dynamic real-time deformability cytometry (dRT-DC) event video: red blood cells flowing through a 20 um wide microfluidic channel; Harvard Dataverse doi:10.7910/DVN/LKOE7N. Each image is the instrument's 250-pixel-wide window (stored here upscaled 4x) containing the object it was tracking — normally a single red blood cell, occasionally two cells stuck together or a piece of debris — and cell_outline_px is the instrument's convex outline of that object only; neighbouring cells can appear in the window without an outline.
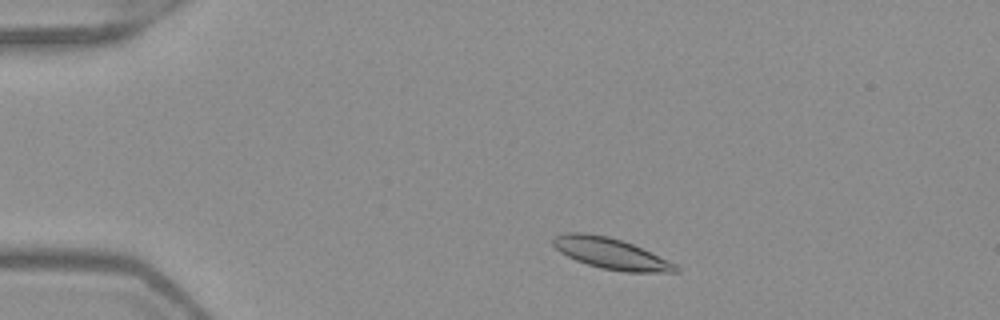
{"species": "Egyptian fruit bat (a non-hibernating species)", "species_latin": "Rousettus aegyptiacus", "temperature_condition": "warm", "stored_images_in_passage": 47, "camera_frame_rate_fps": 3000, "um_per_image_px": 0.085, "frame": {"image": 1, "passage_image": 5, "time_ms": 1.333, "image_size_px": [1000, 320], "cell_outline_px": [[680, 272], [624, 272], [600, 268], [576, 260], [560, 252], [552, 244], [552, 240], [556, 236], [564, 232], [580, 232], [608, 236], [632, 244], [676, 264], [680, 268]], "centroid_in_image_um": [51.91, 21.55], "position_along_channel_um": 33.1, "area_um2": 21.96}}
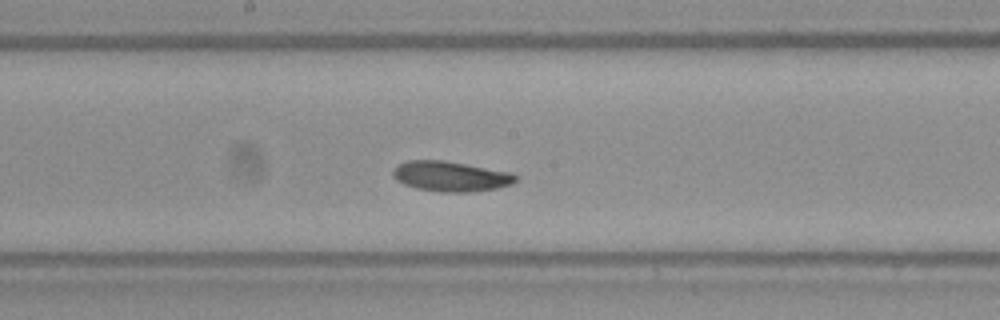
{"frame": {"image": 2, "passage_image": 23, "time_ms": 7.333, "image_size_px": [1000, 320], "cell_outline_px": [[520, 180], [512, 184], [496, 188], [468, 192], [440, 192], [416, 188], [404, 184], [396, 180], [392, 176], [392, 168], [408, 160], [444, 160], [512, 172], [520, 176]], "centroid_in_image_um": [38.34, 14.98], "position_along_channel_um": 209.9, "area_um2": 21.85}}
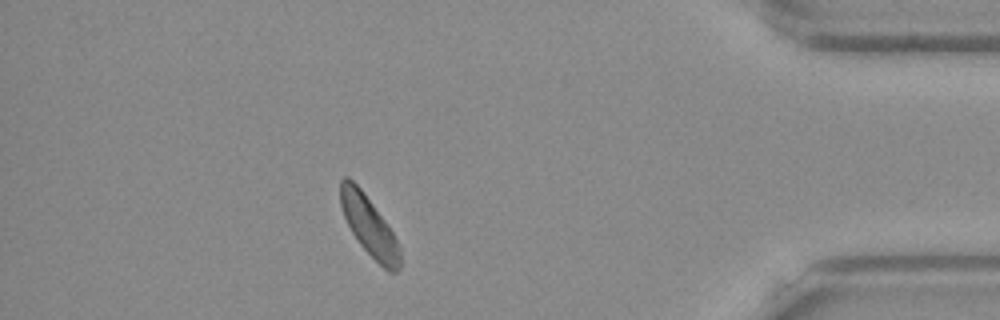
{"frame": {"image": 3, "passage_image": 41, "time_ms": 13.333, "image_size_px": [1000, 320], "cell_outline_px": [[400, 268], [396, 272], [388, 272], [360, 244], [352, 232], [344, 216], [340, 204], [340, 180], [344, 176], [348, 176], [360, 188], [384, 220], [392, 232], [400, 248]], "centroid_in_image_um": [31.36, 19.2], "position_along_channel_um": 403.8, "area_um2": 20.17}, "authors_computed_cell_mechanics": {"area_um2": 21.1548, "velocity_mm_per_s": 3.9092, "shape_relaxation_time_tau1_ms": 2.0137, "shape_relaxation_time_tau2_ms": null, "deformation_change_tau1": 0.0575, "deformation_change_tau2": null}}